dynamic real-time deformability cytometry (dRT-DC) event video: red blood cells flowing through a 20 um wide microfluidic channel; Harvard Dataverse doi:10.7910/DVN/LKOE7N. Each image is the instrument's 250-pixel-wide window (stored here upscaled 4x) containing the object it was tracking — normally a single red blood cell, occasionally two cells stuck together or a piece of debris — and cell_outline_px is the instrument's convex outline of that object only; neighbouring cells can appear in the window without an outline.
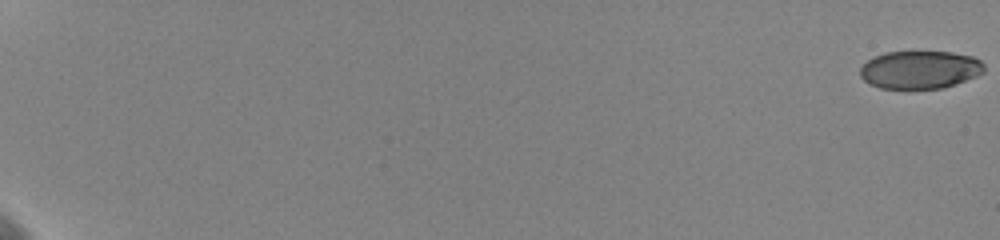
{"species": "human", "species_latin": "Homo sapiens", "temperature_condition": "cold", "stored_images_in_passage": 37, "camera_frame_rate_fps": 3000, "um_per_image_px": 0.085, "donor": {"sex": "female"}, "frame": {"image": 1, "passage_image": 1, "time_ms": 0.0, "image_size_px": [1000, 240], "cell_outline_px": [[984, 72], [976, 76], [944, 88], [880, 88], [868, 84], [860, 76], [860, 68], [868, 60], [884, 52], [952, 52], [972, 56], [980, 60], [984, 64]], "centroid_in_image_um": [78.19, 5.92], "position_along_channel_um": 6.8, "area_um2": 27.34}}
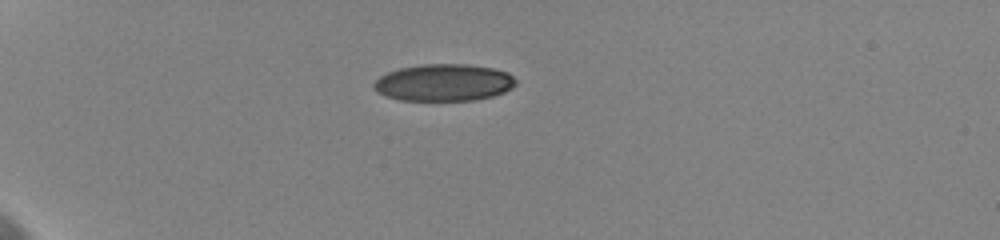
{"frame": {"image": 2, "passage_image": 25, "time_ms": 6.333, "image_size_px": [1000, 240], "cell_outline_px": [[516, 84], [512, 88], [504, 92], [492, 96], [476, 100], [400, 100], [376, 92], [372, 84], [380, 76], [388, 72], [400, 68], [424, 64], [464, 64], [492, 68], [508, 72], [516, 80]], "centroid_in_image_um": [37.73, 7.02], "position_along_channel_um": 47.3, "area_um2": 30.52}}